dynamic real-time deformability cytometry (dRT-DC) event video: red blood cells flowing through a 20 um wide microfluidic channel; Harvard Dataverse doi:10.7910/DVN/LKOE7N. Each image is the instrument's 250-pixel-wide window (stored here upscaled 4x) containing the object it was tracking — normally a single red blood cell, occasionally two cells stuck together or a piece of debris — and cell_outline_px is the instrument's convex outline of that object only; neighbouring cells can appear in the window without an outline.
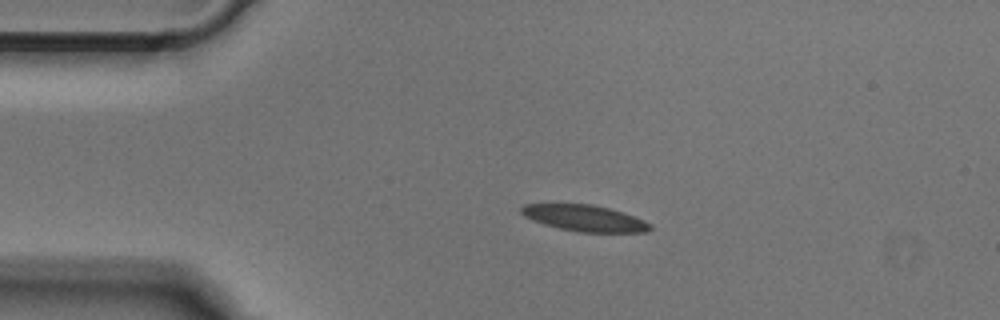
{"species": "Egyptian fruit bat (a non-hibernating species)", "species_latin": "Rousettus aegyptiacus", "temperature_condition": "cold", "stored_images_in_passage": 48, "camera_frame_rate_fps": 3000, "um_per_image_px": 0.085, "animal": {"sex": "male"}, "frame": {"image": 1, "passage_image": 8, "time_ms": 2.333, "image_size_px": [1000, 320], "cell_outline_px": [[652, 228], [648, 232], [580, 232], [560, 228], [544, 224], [532, 220], [524, 216], [520, 212], [520, 208], [524, 204], [592, 204], [624, 212], [644, 220], [652, 224]], "centroid_in_image_um": [49.71, 18.54], "position_along_channel_um": 35.3, "area_um2": 19.71}}
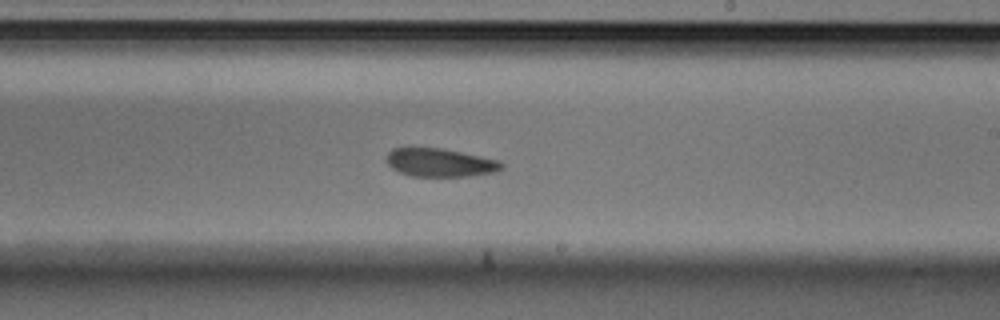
{"frame": {"image": 2, "passage_image": 27, "time_ms": 8.667, "image_size_px": [1000, 320], "cell_outline_px": [[504, 168], [496, 172], [468, 176], [412, 176], [400, 172], [392, 168], [388, 164], [388, 152], [392, 148], [444, 148], [500, 160], [504, 164]], "centroid_in_image_um": [37.47, 13.82], "position_along_channel_um": 251.5, "area_um2": 19.02}}
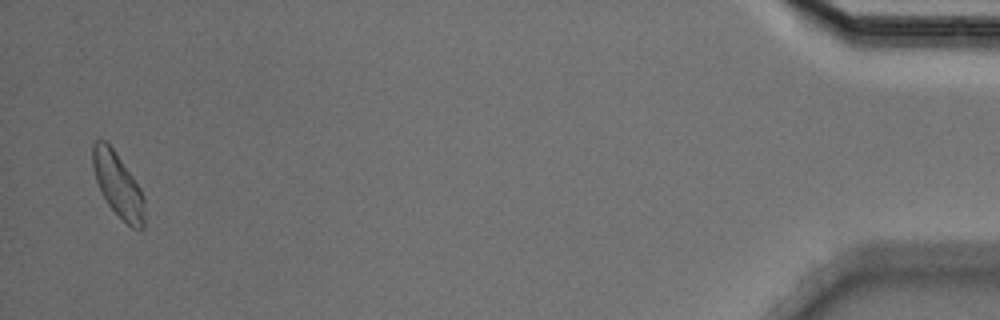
{"frame": {"image": 3, "passage_image": 47, "time_ms": 15.333, "image_size_px": [1000, 320], "cell_outline_px": [[144, 228], [140, 232], [132, 228], [108, 204], [96, 180], [92, 168], [92, 144], [96, 140], [104, 140], [112, 148], [132, 176], [140, 188], [144, 200]], "centroid_in_image_um": [10.03, 15.74], "position_along_channel_um": 425.2, "area_um2": 19.02}}